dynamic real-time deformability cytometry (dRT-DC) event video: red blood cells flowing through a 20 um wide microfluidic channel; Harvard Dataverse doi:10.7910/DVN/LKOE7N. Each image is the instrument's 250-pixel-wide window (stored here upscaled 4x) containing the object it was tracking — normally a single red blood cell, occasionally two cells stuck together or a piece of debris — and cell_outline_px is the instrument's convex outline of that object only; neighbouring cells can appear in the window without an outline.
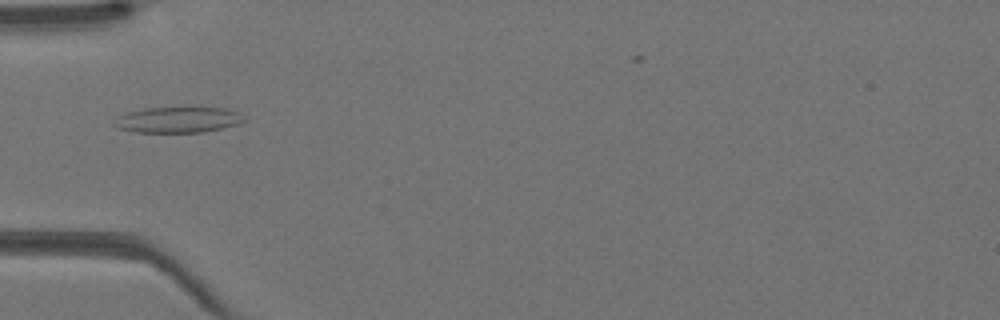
{"species": "Egyptian fruit bat (a non-hibernating species)", "species_latin": "Rousettus aegyptiacus", "temperature_condition": "warm", "stored_images_in_passage": 31, "camera_frame_rate_fps": 3000, "um_per_image_px": 0.085, "animal": {"sex": "female"}, "frame": {"image": 1, "passage_image": 5, "time_ms": 1.333, "image_size_px": [1000, 320], "cell_outline_px": [[244, 120], [240, 124], [204, 132], [136, 132], [116, 128], [112, 124], [120, 116], [128, 112], [144, 108], [224, 108], [240, 112]], "centroid_in_image_um": [15.13, 10.19], "position_along_channel_um": 69.9, "area_um2": 19.36}}
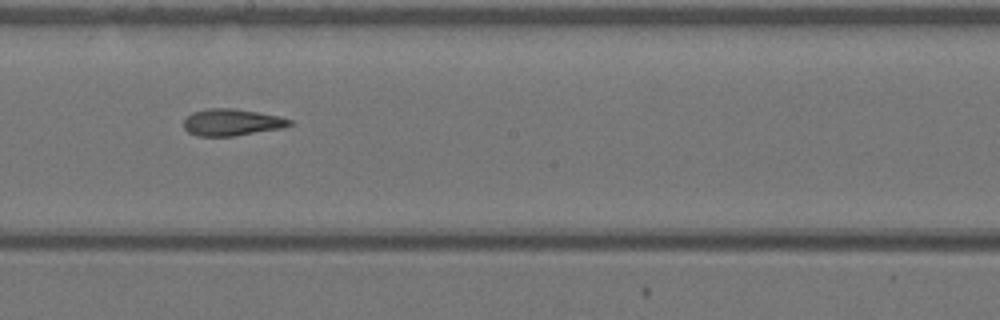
{"frame": {"image": 2, "passage_image": 15, "time_ms": 4.667, "image_size_px": [1000, 320], "cell_outline_px": [[292, 124], [284, 128], [236, 136], [196, 136], [188, 132], [184, 128], [184, 120], [192, 112], [208, 108], [232, 108], [280, 116], [292, 120]], "centroid_in_image_um": [19.71, 10.4], "position_along_channel_um": 228.5, "area_um2": 16.65}}
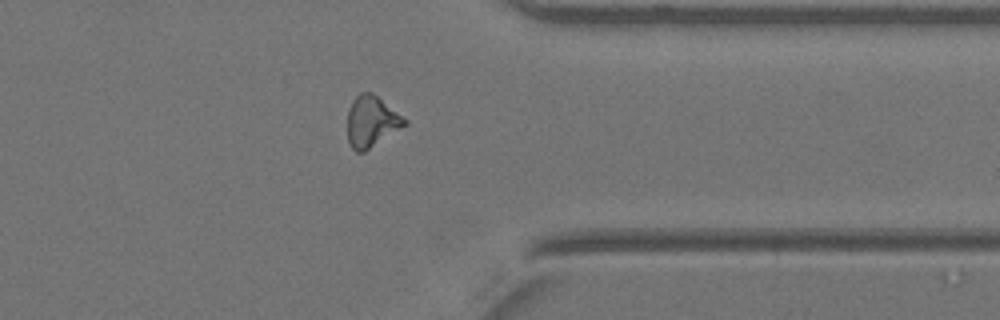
{"frame": {"image": 3, "passage_image": 25, "time_ms": 8.0, "image_size_px": [1000, 320], "cell_outline_px": [[408, 124], [364, 152], [356, 152], [352, 148], [348, 140], [348, 108], [352, 100], [360, 92], [372, 92], [408, 120]], "centroid_in_image_um": [31.58, 10.32], "position_along_channel_um": 379.8, "area_um2": 17.05}}